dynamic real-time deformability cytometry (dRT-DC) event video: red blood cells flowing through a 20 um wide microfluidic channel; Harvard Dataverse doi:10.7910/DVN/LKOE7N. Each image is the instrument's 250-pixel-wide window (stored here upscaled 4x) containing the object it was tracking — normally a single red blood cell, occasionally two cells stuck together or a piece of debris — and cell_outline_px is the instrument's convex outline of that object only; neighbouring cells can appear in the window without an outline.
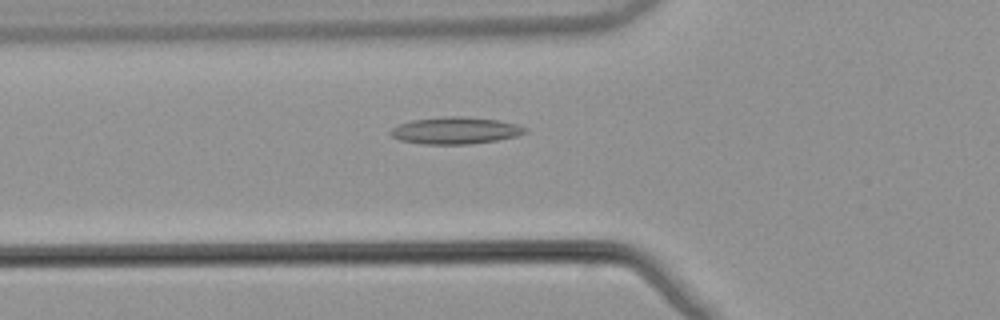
{"species": "common noctule bat (a hibernating species)", "species_latin": "Nyctalus noctula", "temperature_condition": "warm", "stored_images_in_passage": 53, "camera_frame_rate_fps": 3000, "um_per_image_px": 0.085, "animal": {"sex": "male", "body_mass_g": 21.5, "forearm_length_mm": 52.0}, "frame": {"image": 1, "passage_image": 19, "time_ms": 6.0, "image_size_px": [1000, 320], "cell_outline_px": [[528, 132], [516, 136], [496, 140], [468, 144], [420, 144], [400, 140], [392, 136], [388, 132], [392, 128], [400, 124], [412, 120], [444, 116], [460, 116], [496, 120], [516, 124], [528, 128]], "centroid_in_image_um": [38.69, 11.09], "position_along_channel_um": 87.1, "area_um2": 21.04}}
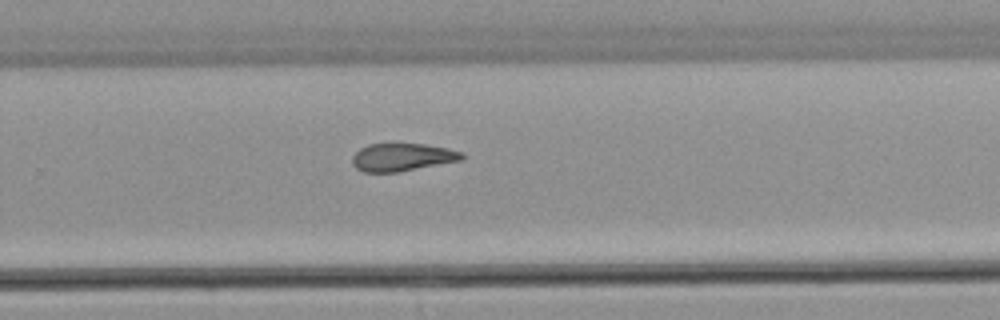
{"frame": {"image": 2, "passage_image": 35, "time_ms": 11.333, "image_size_px": [1000, 320], "cell_outline_px": [[464, 160], [396, 172], [364, 172], [356, 168], [352, 164], [352, 156], [360, 148], [368, 144], [424, 144], [448, 148], [464, 152]], "centroid_in_image_um": [34.21, 13.36], "position_along_channel_um": 295.6, "area_um2": 17.8}}
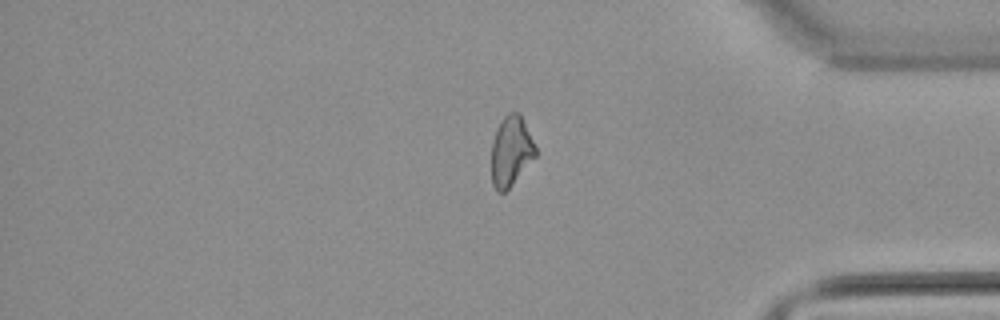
{"frame": {"image": 3, "passage_image": 44, "time_ms": 14.333, "image_size_px": [1000, 320], "cell_outline_px": [[536, 156], [512, 184], [504, 192], [496, 192], [492, 184], [492, 140], [496, 128], [504, 116], [508, 112], [520, 112], [536, 148]], "centroid_in_image_um": [43.42, 12.83], "position_along_channel_um": 391.8, "area_um2": 17.92}, "authors_computed_cell_mechanics": {"area_um2": 18.9584, "velocity_mm_per_s": 3.9093, "shape_relaxation_time_tau1_ms": null, "shape_relaxation_time_tau2_ms": 8.5531, "deformation_change_tau1": null, "deformation_change_tau2": 0.1994}}